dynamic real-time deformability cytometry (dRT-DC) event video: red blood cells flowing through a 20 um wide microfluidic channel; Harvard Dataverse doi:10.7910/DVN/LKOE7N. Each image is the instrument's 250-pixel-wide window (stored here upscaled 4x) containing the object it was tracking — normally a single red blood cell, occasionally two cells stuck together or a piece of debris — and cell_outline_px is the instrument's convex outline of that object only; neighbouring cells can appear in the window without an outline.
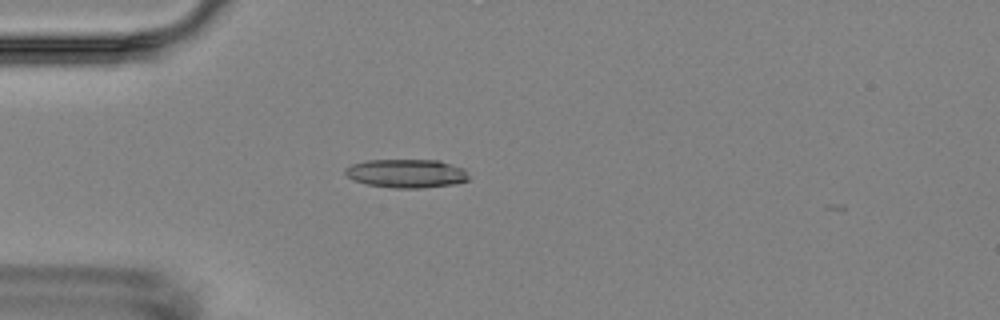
{"species": "Egyptian fruit bat (a non-hibernating species)", "species_latin": "Rousettus aegyptiacus", "temperature_condition": "room temperature", "stored_images_in_passage": 1, "camera_frame_rate_fps": 3000, "um_per_image_px": 0.085, "animal": {"sex": "female"}, "frame": {"image": 1, "passage_image": 1, "time_ms": 0.0, "image_size_px": [1000, 320], "cell_outline_px": [[468, 180], [456, 184], [420, 188], [392, 188], [368, 184], [352, 180], [344, 172], [344, 168], [352, 164], [368, 160], [440, 160], [464, 168], [468, 176]], "centroid_in_image_um": [34.55, 14.74], "position_along_channel_um": 50.4, "area_um2": 20.69}}